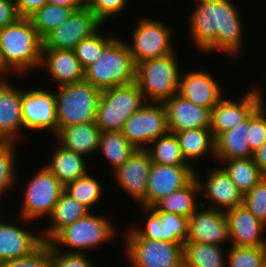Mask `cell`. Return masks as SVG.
I'll list each match as a JSON object with an SVG mask.
<instances>
[{
  "label": "cell",
  "instance_id": "35",
  "mask_svg": "<svg viewBox=\"0 0 266 267\" xmlns=\"http://www.w3.org/2000/svg\"><path fill=\"white\" fill-rule=\"evenodd\" d=\"M146 149L153 163L159 165H190L185 161L178 139L175 134L168 132L151 142Z\"/></svg>",
  "mask_w": 266,
  "mask_h": 267
},
{
  "label": "cell",
  "instance_id": "8",
  "mask_svg": "<svg viewBox=\"0 0 266 267\" xmlns=\"http://www.w3.org/2000/svg\"><path fill=\"white\" fill-rule=\"evenodd\" d=\"M114 227L107 218L89 212L83 218L61 229L48 243L53 248L65 245L76 251L67 253H82L81 250L98 247V245L114 237Z\"/></svg>",
  "mask_w": 266,
  "mask_h": 267
},
{
  "label": "cell",
  "instance_id": "47",
  "mask_svg": "<svg viewBox=\"0 0 266 267\" xmlns=\"http://www.w3.org/2000/svg\"><path fill=\"white\" fill-rule=\"evenodd\" d=\"M47 3L48 0H15L18 15L25 18H29Z\"/></svg>",
  "mask_w": 266,
  "mask_h": 267
},
{
  "label": "cell",
  "instance_id": "20",
  "mask_svg": "<svg viewBox=\"0 0 266 267\" xmlns=\"http://www.w3.org/2000/svg\"><path fill=\"white\" fill-rule=\"evenodd\" d=\"M198 176L199 174L197 175V172H195L200 192L202 193V191L205 190L208 203L209 200L213 203V205L211 204L213 207L210 208L225 212L237 206L243 205L244 195L222 167L211 169L204 183Z\"/></svg>",
  "mask_w": 266,
  "mask_h": 267
},
{
  "label": "cell",
  "instance_id": "4",
  "mask_svg": "<svg viewBox=\"0 0 266 267\" xmlns=\"http://www.w3.org/2000/svg\"><path fill=\"white\" fill-rule=\"evenodd\" d=\"M57 90L58 131L76 124L95 122L101 90L86 80L57 86Z\"/></svg>",
  "mask_w": 266,
  "mask_h": 267
},
{
  "label": "cell",
  "instance_id": "17",
  "mask_svg": "<svg viewBox=\"0 0 266 267\" xmlns=\"http://www.w3.org/2000/svg\"><path fill=\"white\" fill-rule=\"evenodd\" d=\"M262 98L260 91L254 89L247 92L240 102L222 98L211 110L210 129L215 139L245 121L263 103Z\"/></svg>",
  "mask_w": 266,
  "mask_h": 267
},
{
  "label": "cell",
  "instance_id": "11",
  "mask_svg": "<svg viewBox=\"0 0 266 267\" xmlns=\"http://www.w3.org/2000/svg\"><path fill=\"white\" fill-rule=\"evenodd\" d=\"M171 34L170 28L164 23L141 19L132 35L133 44H128L135 65L175 53L170 42Z\"/></svg>",
  "mask_w": 266,
  "mask_h": 267
},
{
  "label": "cell",
  "instance_id": "32",
  "mask_svg": "<svg viewBox=\"0 0 266 267\" xmlns=\"http://www.w3.org/2000/svg\"><path fill=\"white\" fill-rule=\"evenodd\" d=\"M223 162L226 166L224 165L222 168L227 172L231 180L243 195L250 192L251 189L255 187L265 176V174L253 161L252 157L229 159L224 160Z\"/></svg>",
  "mask_w": 266,
  "mask_h": 267
},
{
  "label": "cell",
  "instance_id": "45",
  "mask_svg": "<svg viewBox=\"0 0 266 267\" xmlns=\"http://www.w3.org/2000/svg\"><path fill=\"white\" fill-rule=\"evenodd\" d=\"M128 0H94L88 8L102 22L107 16L120 13L125 7Z\"/></svg>",
  "mask_w": 266,
  "mask_h": 267
},
{
  "label": "cell",
  "instance_id": "44",
  "mask_svg": "<svg viewBox=\"0 0 266 267\" xmlns=\"http://www.w3.org/2000/svg\"><path fill=\"white\" fill-rule=\"evenodd\" d=\"M52 263L53 267H93L84 253L61 252L60 248L53 247Z\"/></svg>",
  "mask_w": 266,
  "mask_h": 267
},
{
  "label": "cell",
  "instance_id": "43",
  "mask_svg": "<svg viewBox=\"0 0 266 267\" xmlns=\"http://www.w3.org/2000/svg\"><path fill=\"white\" fill-rule=\"evenodd\" d=\"M264 102L249 116L247 143L254 152L266 142V113Z\"/></svg>",
  "mask_w": 266,
  "mask_h": 267
},
{
  "label": "cell",
  "instance_id": "38",
  "mask_svg": "<svg viewBox=\"0 0 266 267\" xmlns=\"http://www.w3.org/2000/svg\"><path fill=\"white\" fill-rule=\"evenodd\" d=\"M99 33L97 30L74 48L83 70L94 64L102 56L104 48L114 39V37H103Z\"/></svg>",
  "mask_w": 266,
  "mask_h": 267
},
{
  "label": "cell",
  "instance_id": "49",
  "mask_svg": "<svg viewBox=\"0 0 266 267\" xmlns=\"http://www.w3.org/2000/svg\"><path fill=\"white\" fill-rule=\"evenodd\" d=\"M48 3L73 8L74 10H78L83 7L78 0H48Z\"/></svg>",
  "mask_w": 266,
  "mask_h": 267
},
{
  "label": "cell",
  "instance_id": "18",
  "mask_svg": "<svg viewBox=\"0 0 266 267\" xmlns=\"http://www.w3.org/2000/svg\"><path fill=\"white\" fill-rule=\"evenodd\" d=\"M200 209L189 218L186 242L207 243L221 246L230 241L228 222L224 211L205 209V203H199ZM205 209V210H204Z\"/></svg>",
  "mask_w": 266,
  "mask_h": 267
},
{
  "label": "cell",
  "instance_id": "26",
  "mask_svg": "<svg viewBox=\"0 0 266 267\" xmlns=\"http://www.w3.org/2000/svg\"><path fill=\"white\" fill-rule=\"evenodd\" d=\"M101 133L96 123L90 122L61 128L56 138L63 148L85 156L99 149Z\"/></svg>",
  "mask_w": 266,
  "mask_h": 267
},
{
  "label": "cell",
  "instance_id": "5",
  "mask_svg": "<svg viewBox=\"0 0 266 267\" xmlns=\"http://www.w3.org/2000/svg\"><path fill=\"white\" fill-rule=\"evenodd\" d=\"M175 54L136 65V84L150 103H163L179 92L180 77Z\"/></svg>",
  "mask_w": 266,
  "mask_h": 267
},
{
  "label": "cell",
  "instance_id": "41",
  "mask_svg": "<svg viewBox=\"0 0 266 267\" xmlns=\"http://www.w3.org/2000/svg\"><path fill=\"white\" fill-rule=\"evenodd\" d=\"M1 267H53L52 246L44 242L31 255L1 262Z\"/></svg>",
  "mask_w": 266,
  "mask_h": 267
},
{
  "label": "cell",
  "instance_id": "9",
  "mask_svg": "<svg viewBox=\"0 0 266 267\" xmlns=\"http://www.w3.org/2000/svg\"><path fill=\"white\" fill-rule=\"evenodd\" d=\"M65 186L44 166L30 180L25 191L21 219L31 221L50 216Z\"/></svg>",
  "mask_w": 266,
  "mask_h": 267
},
{
  "label": "cell",
  "instance_id": "36",
  "mask_svg": "<svg viewBox=\"0 0 266 267\" xmlns=\"http://www.w3.org/2000/svg\"><path fill=\"white\" fill-rule=\"evenodd\" d=\"M73 12V8L47 3L32 14L29 19L39 37L43 39L52 30L66 22Z\"/></svg>",
  "mask_w": 266,
  "mask_h": 267
},
{
  "label": "cell",
  "instance_id": "51",
  "mask_svg": "<svg viewBox=\"0 0 266 267\" xmlns=\"http://www.w3.org/2000/svg\"><path fill=\"white\" fill-rule=\"evenodd\" d=\"M0 74H2V47L0 42Z\"/></svg>",
  "mask_w": 266,
  "mask_h": 267
},
{
  "label": "cell",
  "instance_id": "30",
  "mask_svg": "<svg viewBox=\"0 0 266 267\" xmlns=\"http://www.w3.org/2000/svg\"><path fill=\"white\" fill-rule=\"evenodd\" d=\"M174 134L186 162L203 157L209 150L215 156V137L210 128H195Z\"/></svg>",
  "mask_w": 266,
  "mask_h": 267
},
{
  "label": "cell",
  "instance_id": "1",
  "mask_svg": "<svg viewBox=\"0 0 266 267\" xmlns=\"http://www.w3.org/2000/svg\"><path fill=\"white\" fill-rule=\"evenodd\" d=\"M190 16L192 41L202 52L224 51L239 55L242 47V23L230 0H198Z\"/></svg>",
  "mask_w": 266,
  "mask_h": 267
},
{
  "label": "cell",
  "instance_id": "22",
  "mask_svg": "<svg viewBox=\"0 0 266 267\" xmlns=\"http://www.w3.org/2000/svg\"><path fill=\"white\" fill-rule=\"evenodd\" d=\"M221 87L211 74L201 71L185 72L180 77L179 94L190 102L210 111L222 99Z\"/></svg>",
  "mask_w": 266,
  "mask_h": 267
},
{
  "label": "cell",
  "instance_id": "37",
  "mask_svg": "<svg viewBox=\"0 0 266 267\" xmlns=\"http://www.w3.org/2000/svg\"><path fill=\"white\" fill-rule=\"evenodd\" d=\"M72 198L90 210L102 196V186L88 173L65 185V190Z\"/></svg>",
  "mask_w": 266,
  "mask_h": 267
},
{
  "label": "cell",
  "instance_id": "21",
  "mask_svg": "<svg viewBox=\"0 0 266 267\" xmlns=\"http://www.w3.org/2000/svg\"><path fill=\"white\" fill-rule=\"evenodd\" d=\"M229 228L230 243L238 247H266L261 233L266 228L244 205L224 212Z\"/></svg>",
  "mask_w": 266,
  "mask_h": 267
},
{
  "label": "cell",
  "instance_id": "52",
  "mask_svg": "<svg viewBox=\"0 0 266 267\" xmlns=\"http://www.w3.org/2000/svg\"><path fill=\"white\" fill-rule=\"evenodd\" d=\"M260 267H266V261Z\"/></svg>",
  "mask_w": 266,
  "mask_h": 267
},
{
  "label": "cell",
  "instance_id": "15",
  "mask_svg": "<svg viewBox=\"0 0 266 267\" xmlns=\"http://www.w3.org/2000/svg\"><path fill=\"white\" fill-rule=\"evenodd\" d=\"M150 213L143 229L133 228L142 238L184 245L188 237L189 218L159 211L155 206L141 208Z\"/></svg>",
  "mask_w": 266,
  "mask_h": 267
},
{
  "label": "cell",
  "instance_id": "24",
  "mask_svg": "<svg viewBox=\"0 0 266 267\" xmlns=\"http://www.w3.org/2000/svg\"><path fill=\"white\" fill-rule=\"evenodd\" d=\"M44 243L41 235H34L23 228L0 221V261L31 255Z\"/></svg>",
  "mask_w": 266,
  "mask_h": 267
},
{
  "label": "cell",
  "instance_id": "34",
  "mask_svg": "<svg viewBox=\"0 0 266 267\" xmlns=\"http://www.w3.org/2000/svg\"><path fill=\"white\" fill-rule=\"evenodd\" d=\"M99 148L108 159L114 171L137 150L131 145L121 131H106L100 136Z\"/></svg>",
  "mask_w": 266,
  "mask_h": 267
},
{
  "label": "cell",
  "instance_id": "28",
  "mask_svg": "<svg viewBox=\"0 0 266 267\" xmlns=\"http://www.w3.org/2000/svg\"><path fill=\"white\" fill-rule=\"evenodd\" d=\"M83 158L84 155L58 145L51 161L45 167L65 186L88 173Z\"/></svg>",
  "mask_w": 266,
  "mask_h": 267
},
{
  "label": "cell",
  "instance_id": "31",
  "mask_svg": "<svg viewBox=\"0 0 266 267\" xmlns=\"http://www.w3.org/2000/svg\"><path fill=\"white\" fill-rule=\"evenodd\" d=\"M200 187L195 177L187 186L162 198L154 206L163 212H169L190 218L197 210L195 195Z\"/></svg>",
  "mask_w": 266,
  "mask_h": 267
},
{
  "label": "cell",
  "instance_id": "10",
  "mask_svg": "<svg viewBox=\"0 0 266 267\" xmlns=\"http://www.w3.org/2000/svg\"><path fill=\"white\" fill-rule=\"evenodd\" d=\"M121 132L136 149L146 150L153 140L169 132L163 103L145 102L126 120Z\"/></svg>",
  "mask_w": 266,
  "mask_h": 267
},
{
  "label": "cell",
  "instance_id": "40",
  "mask_svg": "<svg viewBox=\"0 0 266 267\" xmlns=\"http://www.w3.org/2000/svg\"><path fill=\"white\" fill-rule=\"evenodd\" d=\"M16 142H0V198L15 183V153Z\"/></svg>",
  "mask_w": 266,
  "mask_h": 267
},
{
  "label": "cell",
  "instance_id": "12",
  "mask_svg": "<svg viewBox=\"0 0 266 267\" xmlns=\"http://www.w3.org/2000/svg\"><path fill=\"white\" fill-rule=\"evenodd\" d=\"M102 24L88 7L74 10L66 22L42 39V49L74 50L83 39L99 30Z\"/></svg>",
  "mask_w": 266,
  "mask_h": 267
},
{
  "label": "cell",
  "instance_id": "14",
  "mask_svg": "<svg viewBox=\"0 0 266 267\" xmlns=\"http://www.w3.org/2000/svg\"><path fill=\"white\" fill-rule=\"evenodd\" d=\"M23 127L30 130L52 129L58 133L56 96L46 90L22 91Z\"/></svg>",
  "mask_w": 266,
  "mask_h": 267
},
{
  "label": "cell",
  "instance_id": "39",
  "mask_svg": "<svg viewBox=\"0 0 266 267\" xmlns=\"http://www.w3.org/2000/svg\"><path fill=\"white\" fill-rule=\"evenodd\" d=\"M229 267H260L266 261V247H238L231 245Z\"/></svg>",
  "mask_w": 266,
  "mask_h": 267
},
{
  "label": "cell",
  "instance_id": "48",
  "mask_svg": "<svg viewBox=\"0 0 266 267\" xmlns=\"http://www.w3.org/2000/svg\"><path fill=\"white\" fill-rule=\"evenodd\" d=\"M252 159L266 175V142L253 152Z\"/></svg>",
  "mask_w": 266,
  "mask_h": 267
},
{
  "label": "cell",
  "instance_id": "25",
  "mask_svg": "<svg viewBox=\"0 0 266 267\" xmlns=\"http://www.w3.org/2000/svg\"><path fill=\"white\" fill-rule=\"evenodd\" d=\"M58 86L84 80V70L74 50L42 49L41 64Z\"/></svg>",
  "mask_w": 266,
  "mask_h": 267
},
{
  "label": "cell",
  "instance_id": "29",
  "mask_svg": "<svg viewBox=\"0 0 266 267\" xmlns=\"http://www.w3.org/2000/svg\"><path fill=\"white\" fill-rule=\"evenodd\" d=\"M89 212L85 206L64 191L49 216L53 225L41 234L43 241L49 242L61 229L83 218Z\"/></svg>",
  "mask_w": 266,
  "mask_h": 267
},
{
  "label": "cell",
  "instance_id": "3",
  "mask_svg": "<svg viewBox=\"0 0 266 267\" xmlns=\"http://www.w3.org/2000/svg\"><path fill=\"white\" fill-rule=\"evenodd\" d=\"M84 80L101 91L135 82L136 65L128 43L114 38L102 56L84 70Z\"/></svg>",
  "mask_w": 266,
  "mask_h": 267
},
{
  "label": "cell",
  "instance_id": "2",
  "mask_svg": "<svg viewBox=\"0 0 266 267\" xmlns=\"http://www.w3.org/2000/svg\"><path fill=\"white\" fill-rule=\"evenodd\" d=\"M2 74L27 71L41 64L42 39L29 18L20 17L0 29Z\"/></svg>",
  "mask_w": 266,
  "mask_h": 267
},
{
  "label": "cell",
  "instance_id": "16",
  "mask_svg": "<svg viewBox=\"0 0 266 267\" xmlns=\"http://www.w3.org/2000/svg\"><path fill=\"white\" fill-rule=\"evenodd\" d=\"M152 163L147 150L137 149L113 173L120 188L138 201L142 208H146L147 181Z\"/></svg>",
  "mask_w": 266,
  "mask_h": 267
},
{
  "label": "cell",
  "instance_id": "23",
  "mask_svg": "<svg viewBox=\"0 0 266 267\" xmlns=\"http://www.w3.org/2000/svg\"><path fill=\"white\" fill-rule=\"evenodd\" d=\"M17 89L0 78V142H17L23 127L22 91Z\"/></svg>",
  "mask_w": 266,
  "mask_h": 267
},
{
  "label": "cell",
  "instance_id": "6",
  "mask_svg": "<svg viewBox=\"0 0 266 267\" xmlns=\"http://www.w3.org/2000/svg\"><path fill=\"white\" fill-rule=\"evenodd\" d=\"M136 82L103 90L96 111L101 132L121 131L126 120L146 102Z\"/></svg>",
  "mask_w": 266,
  "mask_h": 267
},
{
  "label": "cell",
  "instance_id": "50",
  "mask_svg": "<svg viewBox=\"0 0 266 267\" xmlns=\"http://www.w3.org/2000/svg\"><path fill=\"white\" fill-rule=\"evenodd\" d=\"M83 7H88L94 0H78Z\"/></svg>",
  "mask_w": 266,
  "mask_h": 267
},
{
  "label": "cell",
  "instance_id": "27",
  "mask_svg": "<svg viewBox=\"0 0 266 267\" xmlns=\"http://www.w3.org/2000/svg\"><path fill=\"white\" fill-rule=\"evenodd\" d=\"M249 117L232 130L221 133L215 139V156L220 162L229 159L251 158L253 151L247 143Z\"/></svg>",
  "mask_w": 266,
  "mask_h": 267
},
{
  "label": "cell",
  "instance_id": "33",
  "mask_svg": "<svg viewBox=\"0 0 266 267\" xmlns=\"http://www.w3.org/2000/svg\"><path fill=\"white\" fill-rule=\"evenodd\" d=\"M222 247L215 244L186 242L183 245L184 267H226Z\"/></svg>",
  "mask_w": 266,
  "mask_h": 267
},
{
  "label": "cell",
  "instance_id": "13",
  "mask_svg": "<svg viewBox=\"0 0 266 267\" xmlns=\"http://www.w3.org/2000/svg\"><path fill=\"white\" fill-rule=\"evenodd\" d=\"M192 165H159L152 163L147 181L146 208L184 188L195 178Z\"/></svg>",
  "mask_w": 266,
  "mask_h": 267
},
{
  "label": "cell",
  "instance_id": "42",
  "mask_svg": "<svg viewBox=\"0 0 266 267\" xmlns=\"http://www.w3.org/2000/svg\"><path fill=\"white\" fill-rule=\"evenodd\" d=\"M243 205L266 225V175L244 195Z\"/></svg>",
  "mask_w": 266,
  "mask_h": 267
},
{
  "label": "cell",
  "instance_id": "46",
  "mask_svg": "<svg viewBox=\"0 0 266 267\" xmlns=\"http://www.w3.org/2000/svg\"><path fill=\"white\" fill-rule=\"evenodd\" d=\"M19 18L15 0H0V29L14 23Z\"/></svg>",
  "mask_w": 266,
  "mask_h": 267
},
{
  "label": "cell",
  "instance_id": "7",
  "mask_svg": "<svg viewBox=\"0 0 266 267\" xmlns=\"http://www.w3.org/2000/svg\"><path fill=\"white\" fill-rule=\"evenodd\" d=\"M125 252L133 267H184L183 245L126 233Z\"/></svg>",
  "mask_w": 266,
  "mask_h": 267
},
{
  "label": "cell",
  "instance_id": "19",
  "mask_svg": "<svg viewBox=\"0 0 266 267\" xmlns=\"http://www.w3.org/2000/svg\"><path fill=\"white\" fill-rule=\"evenodd\" d=\"M170 133L195 128H210L211 111L196 105L177 93L163 102Z\"/></svg>",
  "mask_w": 266,
  "mask_h": 267
}]
</instances>
